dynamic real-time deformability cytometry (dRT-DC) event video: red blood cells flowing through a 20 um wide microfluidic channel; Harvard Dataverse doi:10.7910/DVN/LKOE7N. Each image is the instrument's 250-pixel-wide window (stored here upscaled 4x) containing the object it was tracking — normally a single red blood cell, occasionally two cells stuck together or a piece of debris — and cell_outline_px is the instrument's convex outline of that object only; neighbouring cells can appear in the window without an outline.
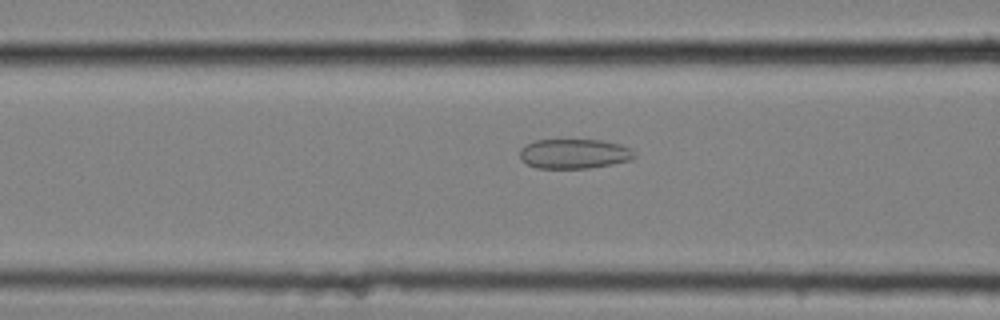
{"species": "common noctule bat (a hibernating species)", "species_latin": "Nyctalus noctula", "temperature_condition": "cold", "stored_images_in_passage": 47, "camera_frame_rate_fps": 3000, "um_per_image_px": 0.085, "animal": {"sex": "female", "body_mass_g": 25.1}, "frame": {"image": 1, "passage_image": 18, "time_ms": 5.667, "image_size_px": [1000, 320], "cell_outline_px": [[636, 156], [628, 160], [612, 164], [592, 168], [536, 168], [520, 160], [520, 148], [524, 144], [536, 140], [600, 140], [620, 144], [632, 148], [636, 152]], "centroid_in_image_um": [48.8, 13.07], "position_along_channel_um": 117.8, "area_um2": 20.0}}
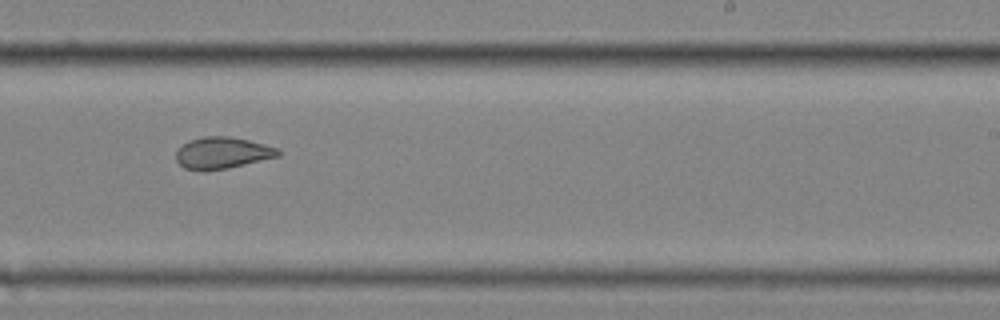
{"frame": {"image": 2, "passage_image": 31, "time_ms": 10.0, "image_size_px": [1000, 320], "cell_outline_px": [[280, 156], [228, 168], [204, 172], [200, 172], [184, 168], [176, 160], [176, 152], [184, 144], [192, 140], [204, 136], [228, 136], [248, 140], [280, 148]], "centroid_in_image_um": [18.91, 13.02], "position_along_channel_um": 270.1, "area_um2": 18.9}}
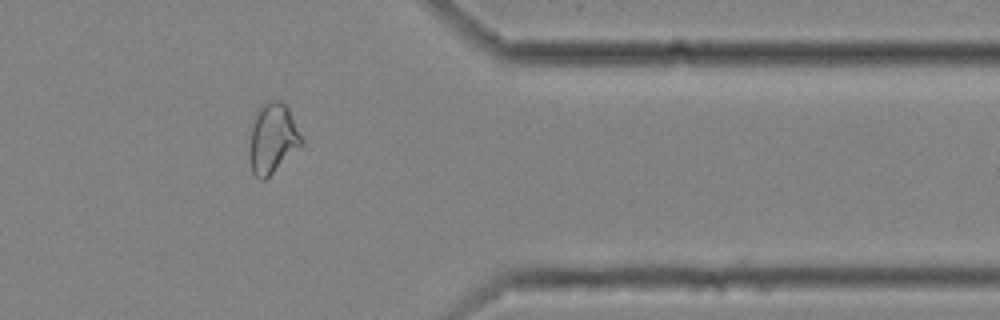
{"frame": {"image": 3, "passage_image": 42, "time_ms": 13.667, "image_size_px": [1000, 320], "cell_outline_px": [[304, 144], [264, 180], [260, 180], [252, 172], [248, 156], [252, 124], [256, 108], [272, 100], [280, 100], [288, 108], [304, 140]], "centroid_in_image_um": [23.16, 11.77], "position_along_channel_um": 388.2, "area_um2": 21.39}}